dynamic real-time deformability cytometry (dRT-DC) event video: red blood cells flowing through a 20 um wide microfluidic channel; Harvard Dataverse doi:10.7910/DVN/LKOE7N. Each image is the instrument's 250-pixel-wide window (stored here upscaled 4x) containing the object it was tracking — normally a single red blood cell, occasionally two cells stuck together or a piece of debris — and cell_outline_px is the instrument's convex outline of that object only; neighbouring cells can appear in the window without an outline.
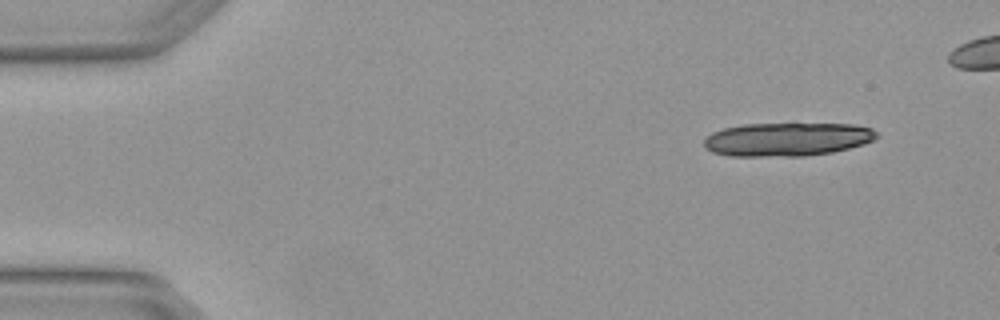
{"species": "Egyptian fruit bat (a non-hibernating species)", "species_latin": "Rousettus aegyptiacus", "temperature_condition": "warm", "stored_images_in_passage": 5, "camera_frame_rate_fps": 3000, "um_per_image_px": 0.085, "animal": {"sex": "female"}, "frame": {"image": 1, "passage_image": 1, "time_ms": 0.0, "image_size_px": [1000, 320], "cell_outline_px": [[880, 136], [864, 144], [832, 152], [804, 156], [728, 156], [712, 152], [704, 148], [704, 140], [712, 132], [724, 128], [744, 124], [856, 124], [872, 128]], "centroid_in_image_um": [66.91, 11.84], "position_along_channel_um": 18.1, "area_um2": 33.81}}
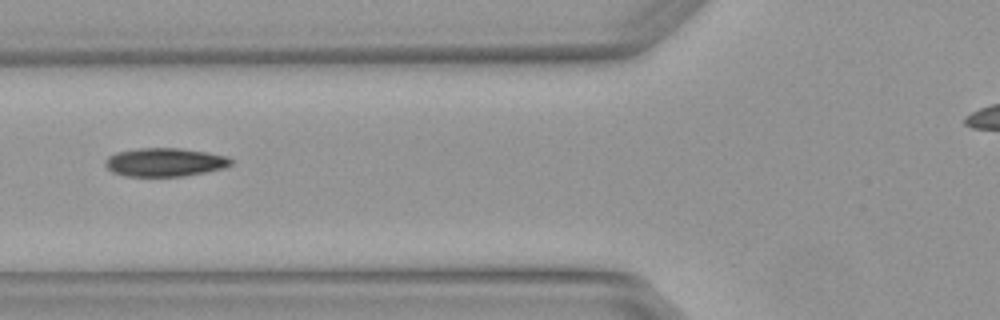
{"frame": {"image": 2, "passage_image": 5, "time_ms": 1.333, "image_size_px": [1000, 320], "cell_outline_px": [[232, 164], [224, 168], [184, 176], [124, 176], [112, 172], [104, 164], [104, 160], [108, 156], [116, 152], [140, 148], [180, 148], [208, 152], [228, 156], [232, 160]], "centroid_in_image_um": [14.0, 13.78], "position_along_channel_um": 111.8, "area_um2": 20.98}}